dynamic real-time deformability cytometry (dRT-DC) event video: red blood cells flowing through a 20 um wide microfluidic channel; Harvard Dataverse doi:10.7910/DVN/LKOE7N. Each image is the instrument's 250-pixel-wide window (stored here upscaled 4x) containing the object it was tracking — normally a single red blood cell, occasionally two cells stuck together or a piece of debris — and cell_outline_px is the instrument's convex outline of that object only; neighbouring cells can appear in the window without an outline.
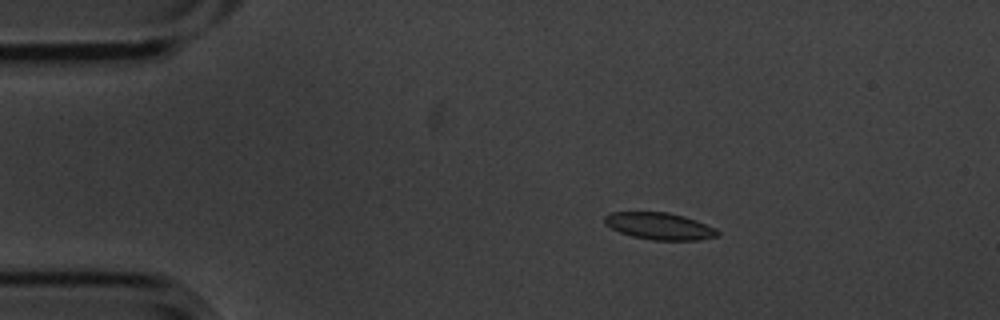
{"species": "common noctule bat (a hibernating species)", "species_latin": "Nyctalus noctula", "temperature_condition": "cold", "stored_images_in_passage": 4, "camera_frame_rate_fps": 3000, "um_per_image_px": 0.085, "animal": {"sex": "male", "body_mass_g": 20.1, "forearm_length_mm": 53.5}, "frame": {"image": 1, "passage_image": 2, "time_ms": 0.333, "image_size_px": [1000, 320], "cell_outline_px": [[720, 232], [716, 236], [696, 240], [652, 240], [632, 236], [620, 232], [604, 224], [604, 216], [612, 212], [668, 212], [684, 216], [696, 220], [716, 228]], "centroid_in_image_um": [56.05, 19.21], "position_along_channel_um": 29.0, "area_um2": 17.69}}
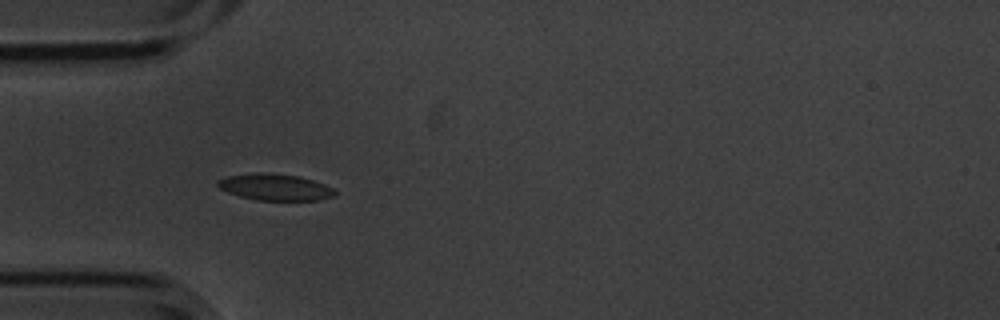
{"frame": {"image": 2, "passage_image": 3, "time_ms": 0.667, "image_size_px": [1000, 320], "cell_outline_px": [[336, 196], [320, 200], [256, 200], [240, 196], [228, 192], [220, 188], [216, 184], [216, 180], [228, 176], [256, 172], [260, 172], [300, 176], [324, 184], [332, 188], [336, 192]], "centroid_in_image_um": [23.38, 15.91], "position_along_channel_um": 61.6, "area_um2": 18.09}}
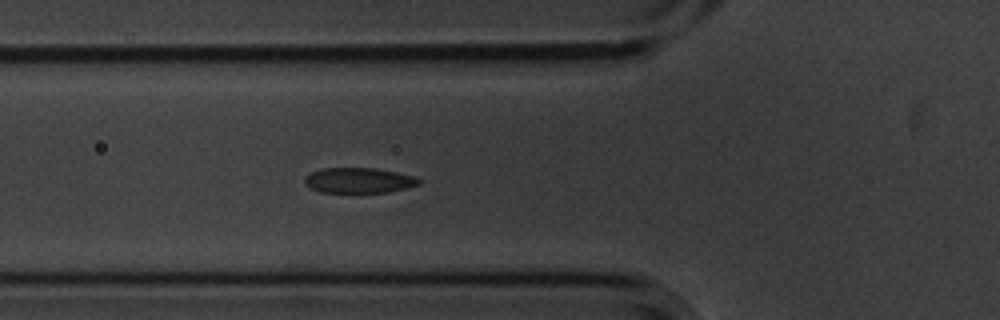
{"frame": {"image": 3, "passage_image": 4, "time_ms": 1.0, "image_size_px": [1000, 320], "cell_outline_px": [[420, 184], [388, 192], [320, 192], [304, 184], [304, 176], [320, 168], [376, 168], [416, 176], [420, 180]], "centroid_in_image_um": [30.48, 15.32], "position_along_channel_um": 95.3, "area_um2": 16.82}}